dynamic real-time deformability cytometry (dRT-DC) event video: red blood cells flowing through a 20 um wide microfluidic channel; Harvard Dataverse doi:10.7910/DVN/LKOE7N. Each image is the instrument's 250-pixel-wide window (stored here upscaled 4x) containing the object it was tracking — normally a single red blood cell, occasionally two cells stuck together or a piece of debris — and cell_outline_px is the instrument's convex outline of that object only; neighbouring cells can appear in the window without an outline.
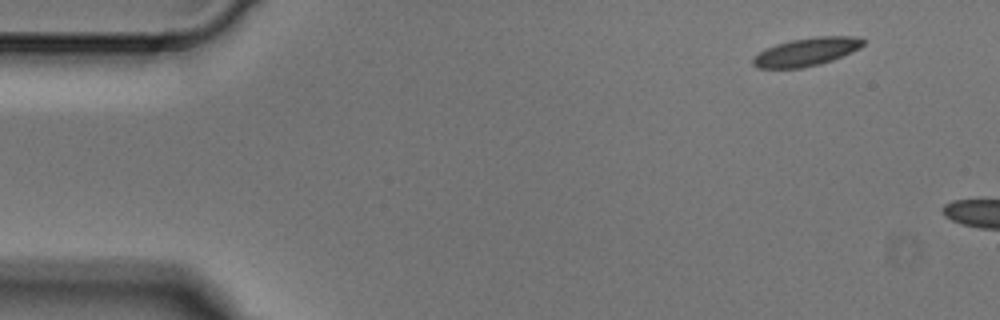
{"species": "Egyptian fruit bat (a non-hibernating species)", "species_latin": "Rousettus aegyptiacus", "temperature_condition": "cold", "stored_images_in_passage": 2, "camera_frame_rate_fps": 3000, "um_per_image_px": 0.085, "animal": {"sex": "male"}, "frame": {"image": 1, "passage_image": 1, "time_ms": 0.0, "image_size_px": [1000, 320], "cell_outline_px": [[864, 44], [860, 48], [852, 52], [832, 60], [820, 64], [800, 68], [760, 68], [752, 64], [752, 60], [764, 48], [776, 44], [792, 40], [816, 36], [852, 36], [864, 40]], "centroid_in_image_um": [68.55, 4.4], "position_along_channel_um": 16.4, "area_um2": 17.92}}